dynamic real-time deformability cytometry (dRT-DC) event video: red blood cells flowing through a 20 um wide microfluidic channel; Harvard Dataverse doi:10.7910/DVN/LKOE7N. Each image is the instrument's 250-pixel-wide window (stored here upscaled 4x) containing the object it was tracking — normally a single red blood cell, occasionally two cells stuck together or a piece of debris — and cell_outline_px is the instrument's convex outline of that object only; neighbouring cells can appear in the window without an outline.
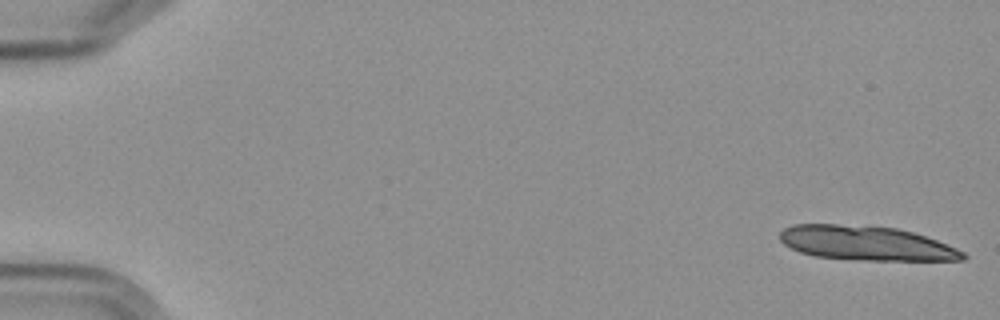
{"species": "Egyptian fruit bat (a non-hibernating species)", "species_latin": "Rousettus aegyptiacus", "temperature_condition": "cold", "stored_images_in_passage": 6, "camera_frame_rate_fps": 3000, "um_per_image_px": 0.085, "frame": {"image": 1, "passage_image": 1, "time_ms": 0.0, "image_size_px": [1000, 320], "cell_outline_px": [[968, 256], [964, 260], [864, 260], [816, 256], [800, 252], [784, 244], [780, 240], [780, 232], [784, 228], [792, 224], [836, 224], [896, 228], [912, 232], [936, 240], [956, 248], [964, 252]], "centroid_in_image_um": [73.61, 20.67], "position_along_channel_um": 11.4, "area_um2": 36.36}}